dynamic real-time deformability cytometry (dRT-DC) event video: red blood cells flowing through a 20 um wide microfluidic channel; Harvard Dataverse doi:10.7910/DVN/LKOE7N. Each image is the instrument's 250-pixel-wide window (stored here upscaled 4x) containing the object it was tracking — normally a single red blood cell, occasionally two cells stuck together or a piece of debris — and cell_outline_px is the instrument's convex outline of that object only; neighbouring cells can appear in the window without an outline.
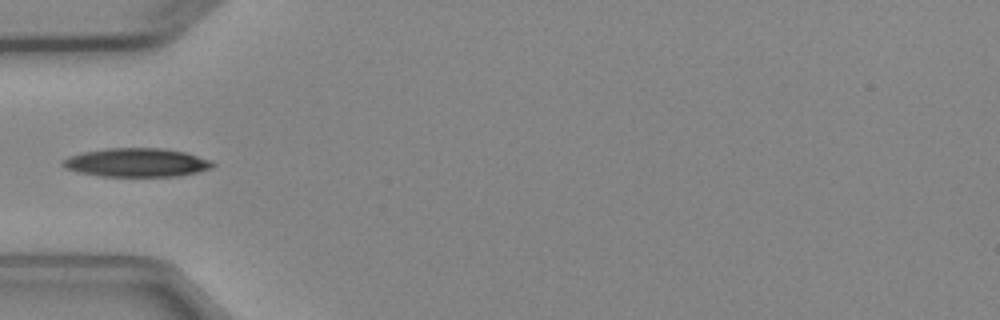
{"species": "Egyptian fruit bat (a non-hibernating species)", "species_latin": "Rousettus aegyptiacus", "temperature_condition": "cold", "stored_images_in_passage": 6, "camera_frame_rate_fps": 3000, "um_per_image_px": 0.085, "animal": {"sex": "female"}, "frame": {"image": 1, "passage_image": 5, "time_ms": 4.667, "image_size_px": [1000, 320], "cell_outline_px": [[216, 164], [212, 168], [200, 172], [180, 176], [100, 176], [76, 172], [64, 168], [60, 164], [68, 156], [84, 152], [108, 148], [164, 148], [184, 152], [212, 160]], "centroid_in_image_um": [11.63, 13.82], "position_along_channel_um": 73.4, "area_um2": 25.26}}